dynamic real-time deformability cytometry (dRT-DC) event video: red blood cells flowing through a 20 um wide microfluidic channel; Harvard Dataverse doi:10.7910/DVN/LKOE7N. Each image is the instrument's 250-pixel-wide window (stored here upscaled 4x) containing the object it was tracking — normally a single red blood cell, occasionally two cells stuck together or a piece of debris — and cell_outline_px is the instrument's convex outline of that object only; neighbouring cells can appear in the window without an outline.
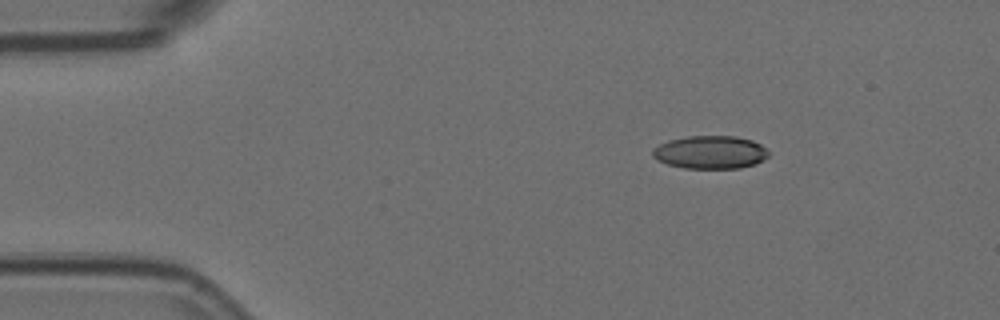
{"species": "Egyptian fruit bat (a non-hibernating species)", "species_latin": "Rousettus aegyptiacus", "temperature_condition": "room temperature", "stored_images_in_passage": 4, "camera_frame_rate_fps": 3000, "um_per_image_px": 0.085, "animal": {"sex": "female"}, "frame": {"image": 1, "passage_image": 2, "time_ms": 0.333, "image_size_px": [1000, 320], "cell_outline_px": [[768, 156], [764, 160], [756, 164], [740, 168], [684, 168], [668, 164], [656, 160], [652, 156], [652, 148], [668, 140], [688, 136], [736, 136], [752, 140], [768, 148]], "centroid_in_image_um": [60.38, 12.94], "position_along_channel_um": 24.6, "area_um2": 22.54}}